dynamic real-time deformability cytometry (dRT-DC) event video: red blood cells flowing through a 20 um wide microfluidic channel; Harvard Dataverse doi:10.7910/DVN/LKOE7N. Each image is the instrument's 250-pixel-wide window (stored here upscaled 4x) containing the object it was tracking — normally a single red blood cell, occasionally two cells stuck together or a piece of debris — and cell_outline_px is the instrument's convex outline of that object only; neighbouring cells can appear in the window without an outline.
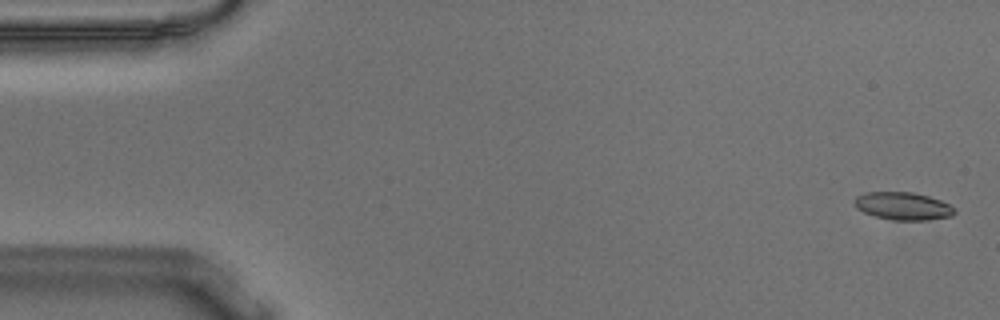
{"species": "Egyptian fruit bat (a non-hibernating species)", "species_latin": "Rousettus aegyptiacus", "temperature_condition": "warm", "stored_images_in_passage": 57, "camera_frame_rate_fps": 3000, "um_per_image_px": 0.085, "animal": {"sex": "male"}, "frame": {"image": 1, "passage_image": 2, "time_ms": 0.333, "image_size_px": [1000, 320], "cell_outline_px": [[956, 212], [952, 216], [928, 220], [892, 220], [876, 216], [864, 212], [856, 208], [856, 196], [868, 192], [912, 192], [928, 196], [940, 200], [956, 208]], "centroid_in_image_um": [76.8, 17.52], "position_along_channel_um": 8.2, "area_um2": 16.07}}
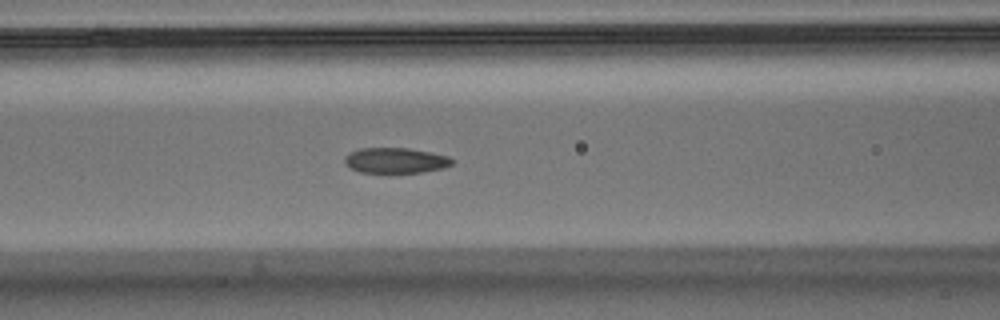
{"frame": {"image": 2, "passage_image": 23, "time_ms": 7.333, "image_size_px": [1000, 320], "cell_outline_px": [[452, 164], [444, 168], [420, 172], [360, 172], [348, 168], [344, 164], [344, 156], [348, 152], [360, 148], [408, 148], [448, 156], [452, 160]], "centroid_in_image_um": [33.54, 13.63], "position_along_channel_um": 133.1, "area_um2": 15.9}}
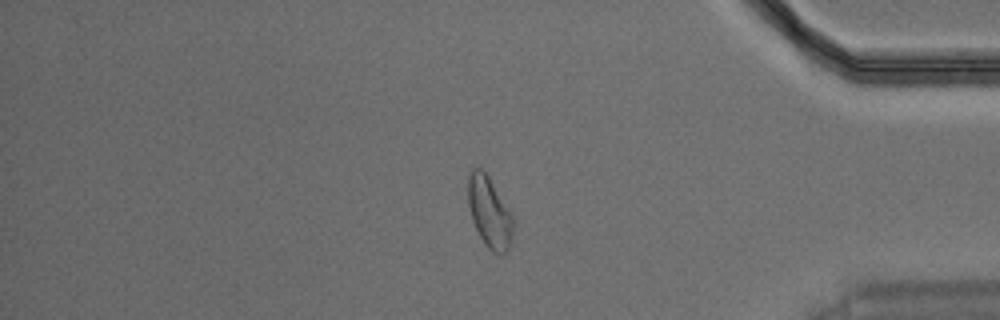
{"frame": {"image": 3, "passage_image": 47, "time_ms": 15.333, "image_size_px": [1000, 320], "cell_outline_px": [[516, 220], [508, 248], [500, 256], [492, 252], [484, 244], [472, 220], [468, 204], [468, 172], [472, 168], [484, 168], [512, 212]], "centroid_in_image_um": [41.62, 18.0], "position_along_channel_um": 393.6, "area_um2": 19.19}, "authors_computed_cell_mechanics": {"area_um2": 16.6464, "velocity_mm_per_s": 3.6193, "shape_relaxation_time_tau1_ms": 11.013, "shape_relaxation_time_tau2_ms": 1.5475, "deformation_change_tau1": 0.2335, "deformation_change_tau2": 0.0726}}